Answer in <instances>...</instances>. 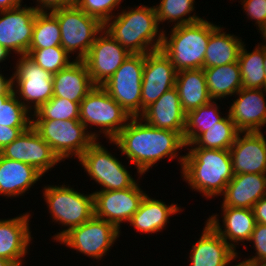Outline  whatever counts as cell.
<instances>
[{
  "label": "cell",
  "instance_id": "obj_1",
  "mask_svg": "<svg viewBox=\"0 0 266 266\" xmlns=\"http://www.w3.org/2000/svg\"><path fill=\"white\" fill-rule=\"evenodd\" d=\"M111 142L135 165L139 175L166 156L177 158V151L186 147L178 132L155 128L140 117H131Z\"/></svg>",
  "mask_w": 266,
  "mask_h": 266
},
{
  "label": "cell",
  "instance_id": "obj_2",
  "mask_svg": "<svg viewBox=\"0 0 266 266\" xmlns=\"http://www.w3.org/2000/svg\"><path fill=\"white\" fill-rule=\"evenodd\" d=\"M189 150L179 157L184 181L208 199L222 195L234 176L230 151L206 148Z\"/></svg>",
  "mask_w": 266,
  "mask_h": 266
},
{
  "label": "cell",
  "instance_id": "obj_3",
  "mask_svg": "<svg viewBox=\"0 0 266 266\" xmlns=\"http://www.w3.org/2000/svg\"><path fill=\"white\" fill-rule=\"evenodd\" d=\"M104 30L130 54H147L162 47L163 31L159 30L155 6L123 10L104 24Z\"/></svg>",
  "mask_w": 266,
  "mask_h": 266
},
{
  "label": "cell",
  "instance_id": "obj_4",
  "mask_svg": "<svg viewBox=\"0 0 266 266\" xmlns=\"http://www.w3.org/2000/svg\"><path fill=\"white\" fill-rule=\"evenodd\" d=\"M217 27L202 19L195 23L174 26L169 37L163 31L161 49L170 58L177 72L203 68L210 34Z\"/></svg>",
  "mask_w": 266,
  "mask_h": 266
},
{
  "label": "cell",
  "instance_id": "obj_5",
  "mask_svg": "<svg viewBox=\"0 0 266 266\" xmlns=\"http://www.w3.org/2000/svg\"><path fill=\"white\" fill-rule=\"evenodd\" d=\"M32 127L61 161L73 155L79 158L98 139L80 120H32Z\"/></svg>",
  "mask_w": 266,
  "mask_h": 266
},
{
  "label": "cell",
  "instance_id": "obj_6",
  "mask_svg": "<svg viewBox=\"0 0 266 266\" xmlns=\"http://www.w3.org/2000/svg\"><path fill=\"white\" fill-rule=\"evenodd\" d=\"M43 196L51 213L53 222H59L67 229L54 235L58 241L71 228L80 226L94 216V197L81 194L69 186H45ZM75 190V191H74Z\"/></svg>",
  "mask_w": 266,
  "mask_h": 266
},
{
  "label": "cell",
  "instance_id": "obj_7",
  "mask_svg": "<svg viewBox=\"0 0 266 266\" xmlns=\"http://www.w3.org/2000/svg\"><path fill=\"white\" fill-rule=\"evenodd\" d=\"M58 19L61 30V46L70 54L78 50L76 60H83L104 25L89 16L76 5L51 11Z\"/></svg>",
  "mask_w": 266,
  "mask_h": 266
},
{
  "label": "cell",
  "instance_id": "obj_8",
  "mask_svg": "<svg viewBox=\"0 0 266 266\" xmlns=\"http://www.w3.org/2000/svg\"><path fill=\"white\" fill-rule=\"evenodd\" d=\"M145 54H130L101 87L128 113L141 116L142 76Z\"/></svg>",
  "mask_w": 266,
  "mask_h": 266
},
{
  "label": "cell",
  "instance_id": "obj_9",
  "mask_svg": "<svg viewBox=\"0 0 266 266\" xmlns=\"http://www.w3.org/2000/svg\"><path fill=\"white\" fill-rule=\"evenodd\" d=\"M131 117L101 86H95L80 102L79 120L87 128L100 127V133L113 140ZM102 130V131H101Z\"/></svg>",
  "mask_w": 266,
  "mask_h": 266
},
{
  "label": "cell",
  "instance_id": "obj_10",
  "mask_svg": "<svg viewBox=\"0 0 266 266\" xmlns=\"http://www.w3.org/2000/svg\"><path fill=\"white\" fill-rule=\"evenodd\" d=\"M95 140L78 158L92 180L103 186L99 191L123 190L137 181L120 161ZM131 175V176H130Z\"/></svg>",
  "mask_w": 266,
  "mask_h": 266
},
{
  "label": "cell",
  "instance_id": "obj_11",
  "mask_svg": "<svg viewBox=\"0 0 266 266\" xmlns=\"http://www.w3.org/2000/svg\"><path fill=\"white\" fill-rule=\"evenodd\" d=\"M17 62L12 74L14 93L28 110L34 109L35 112L53 97V74L37 65L27 54L20 55Z\"/></svg>",
  "mask_w": 266,
  "mask_h": 266
},
{
  "label": "cell",
  "instance_id": "obj_12",
  "mask_svg": "<svg viewBox=\"0 0 266 266\" xmlns=\"http://www.w3.org/2000/svg\"><path fill=\"white\" fill-rule=\"evenodd\" d=\"M119 234L120 230L113 224L94 215L80 226L71 228L58 242L99 260L111 249Z\"/></svg>",
  "mask_w": 266,
  "mask_h": 266
},
{
  "label": "cell",
  "instance_id": "obj_13",
  "mask_svg": "<svg viewBox=\"0 0 266 266\" xmlns=\"http://www.w3.org/2000/svg\"><path fill=\"white\" fill-rule=\"evenodd\" d=\"M177 71L170 58L158 49L145 54L142 76L141 115L165 92L175 87Z\"/></svg>",
  "mask_w": 266,
  "mask_h": 266
},
{
  "label": "cell",
  "instance_id": "obj_14",
  "mask_svg": "<svg viewBox=\"0 0 266 266\" xmlns=\"http://www.w3.org/2000/svg\"><path fill=\"white\" fill-rule=\"evenodd\" d=\"M145 195L137 183L123 190L95 191L93 192L94 215L113 224L119 230L120 224L129 222L139 209Z\"/></svg>",
  "mask_w": 266,
  "mask_h": 266
},
{
  "label": "cell",
  "instance_id": "obj_15",
  "mask_svg": "<svg viewBox=\"0 0 266 266\" xmlns=\"http://www.w3.org/2000/svg\"><path fill=\"white\" fill-rule=\"evenodd\" d=\"M130 53L104 29L97 35L83 59L96 86L104 84L122 65Z\"/></svg>",
  "mask_w": 266,
  "mask_h": 266
},
{
  "label": "cell",
  "instance_id": "obj_16",
  "mask_svg": "<svg viewBox=\"0 0 266 266\" xmlns=\"http://www.w3.org/2000/svg\"><path fill=\"white\" fill-rule=\"evenodd\" d=\"M0 11V44L10 53L27 54L38 10L24 5Z\"/></svg>",
  "mask_w": 266,
  "mask_h": 266
},
{
  "label": "cell",
  "instance_id": "obj_17",
  "mask_svg": "<svg viewBox=\"0 0 266 266\" xmlns=\"http://www.w3.org/2000/svg\"><path fill=\"white\" fill-rule=\"evenodd\" d=\"M0 154L7 159L29 164L42 174L61 162L32 126L11 144L6 145Z\"/></svg>",
  "mask_w": 266,
  "mask_h": 266
},
{
  "label": "cell",
  "instance_id": "obj_18",
  "mask_svg": "<svg viewBox=\"0 0 266 266\" xmlns=\"http://www.w3.org/2000/svg\"><path fill=\"white\" fill-rule=\"evenodd\" d=\"M229 151L234 175L266 174V138L262 132H239Z\"/></svg>",
  "mask_w": 266,
  "mask_h": 266
},
{
  "label": "cell",
  "instance_id": "obj_19",
  "mask_svg": "<svg viewBox=\"0 0 266 266\" xmlns=\"http://www.w3.org/2000/svg\"><path fill=\"white\" fill-rule=\"evenodd\" d=\"M263 90V91H262ZM266 89L241 88L228 114L239 132H261L266 124Z\"/></svg>",
  "mask_w": 266,
  "mask_h": 266
},
{
  "label": "cell",
  "instance_id": "obj_20",
  "mask_svg": "<svg viewBox=\"0 0 266 266\" xmlns=\"http://www.w3.org/2000/svg\"><path fill=\"white\" fill-rule=\"evenodd\" d=\"M199 240L190 250L191 266H228L238 253L206 221Z\"/></svg>",
  "mask_w": 266,
  "mask_h": 266
},
{
  "label": "cell",
  "instance_id": "obj_21",
  "mask_svg": "<svg viewBox=\"0 0 266 266\" xmlns=\"http://www.w3.org/2000/svg\"><path fill=\"white\" fill-rule=\"evenodd\" d=\"M29 213L11 219H0V257L22 266L31 241Z\"/></svg>",
  "mask_w": 266,
  "mask_h": 266
},
{
  "label": "cell",
  "instance_id": "obj_22",
  "mask_svg": "<svg viewBox=\"0 0 266 266\" xmlns=\"http://www.w3.org/2000/svg\"><path fill=\"white\" fill-rule=\"evenodd\" d=\"M140 118H143L150 126L178 132L183 137L186 113L182 108L175 87L165 92L156 102L147 107Z\"/></svg>",
  "mask_w": 266,
  "mask_h": 266
},
{
  "label": "cell",
  "instance_id": "obj_23",
  "mask_svg": "<svg viewBox=\"0 0 266 266\" xmlns=\"http://www.w3.org/2000/svg\"><path fill=\"white\" fill-rule=\"evenodd\" d=\"M222 207L253 209L266 196V174H236L228 182Z\"/></svg>",
  "mask_w": 266,
  "mask_h": 266
},
{
  "label": "cell",
  "instance_id": "obj_24",
  "mask_svg": "<svg viewBox=\"0 0 266 266\" xmlns=\"http://www.w3.org/2000/svg\"><path fill=\"white\" fill-rule=\"evenodd\" d=\"M88 68L83 60L72 63L53 74V96L80 103L95 88Z\"/></svg>",
  "mask_w": 266,
  "mask_h": 266
},
{
  "label": "cell",
  "instance_id": "obj_25",
  "mask_svg": "<svg viewBox=\"0 0 266 266\" xmlns=\"http://www.w3.org/2000/svg\"><path fill=\"white\" fill-rule=\"evenodd\" d=\"M223 225L220 226L218 215L209 216L207 222L236 251V243L249 241L256 225L253 209L221 207ZM224 228V229H222ZM230 241V242H228ZM235 244H234V243Z\"/></svg>",
  "mask_w": 266,
  "mask_h": 266
},
{
  "label": "cell",
  "instance_id": "obj_26",
  "mask_svg": "<svg viewBox=\"0 0 266 266\" xmlns=\"http://www.w3.org/2000/svg\"><path fill=\"white\" fill-rule=\"evenodd\" d=\"M43 176L35 167L0 154V195L21 196Z\"/></svg>",
  "mask_w": 266,
  "mask_h": 266
},
{
  "label": "cell",
  "instance_id": "obj_27",
  "mask_svg": "<svg viewBox=\"0 0 266 266\" xmlns=\"http://www.w3.org/2000/svg\"><path fill=\"white\" fill-rule=\"evenodd\" d=\"M180 210L181 208L176 204L166 205L165 202L150 198L146 194L129 223L138 232L145 234L156 233L169 223L170 215H174Z\"/></svg>",
  "mask_w": 266,
  "mask_h": 266
},
{
  "label": "cell",
  "instance_id": "obj_28",
  "mask_svg": "<svg viewBox=\"0 0 266 266\" xmlns=\"http://www.w3.org/2000/svg\"><path fill=\"white\" fill-rule=\"evenodd\" d=\"M175 88L186 114L212 100L208 93L203 68L178 71Z\"/></svg>",
  "mask_w": 266,
  "mask_h": 266
},
{
  "label": "cell",
  "instance_id": "obj_29",
  "mask_svg": "<svg viewBox=\"0 0 266 266\" xmlns=\"http://www.w3.org/2000/svg\"><path fill=\"white\" fill-rule=\"evenodd\" d=\"M222 31L221 26H218L210 34L203 68L238 62L239 53L244 42L239 37Z\"/></svg>",
  "mask_w": 266,
  "mask_h": 266
},
{
  "label": "cell",
  "instance_id": "obj_30",
  "mask_svg": "<svg viewBox=\"0 0 266 266\" xmlns=\"http://www.w3.org/2000/svg\"><path fill=\"white\" fill-rule=\"evenodd\" d=\"M209 96L212 100L226 98L236 94L242 88L240 66L238 62L203 68Z\"/></svg>",
  "mask_w": 266,
  "mask_h": 266
},
{
  "label": "cell",
  "instance_id": "obj_31",
  "mask_svg": "<svg viewBox=\"0 0 266 266\" xmlns=\"http://www.w3.org/2000/svg\"><path fill=\"white\" fill-rule=\"evenodd\" d=\"M243 44L239 53L242 87L246 89H266L264 71V44H258L252 52H248Z\"/></svg>",
  "mask_w": 266,
  "mask_h": 266
},
{
  "label": "cell",
  "instance_id": "obj_32",
  "mask_svg": "<svg viewBox=\"0 0 266 266\" xmlns=\"http://www.w3.org/2000/svg\"><path fill=\"white\" fill-rule=\"evenodd\" d=\"M224 118L220 116V110L214 100L188 112L183 133L184 143L192 144L202 133L208 131L209 127L216 125Z\"/></svg>",
  "mask_w": 266,
  "mask_h": 266
},
{
  "label": "cell",
  "instance_id": "obj_33",
  "mask_svg": "<svg viewBox=\"0 0 266 266\" xmlns=\"http://www.w3.org/2000/svg\"><path fill=\"white\" fill-rule=\"evenodd\" d=\"M238 133L239 131L228 114L222 121L209 127L208 131L202 133L192 144L185 145L191 148L229 150Z\"/></svg>",
  "mask_w": 266,
  "mask_h": 266
},
{
  "label": "cell",
  "instance_id": "obj_34",
  "mask_svg": "<svg viewBox=\"0 0 266 266\" xmlns=\"http://www.w3.org/2000/svg\"><path fill=\"white\" fill-rule=\"evenodd\" d=\"M38 11L29 49L61 46V30L57 17L49 11Z\"/></svg>",
  "mask_w": 266,
  "mask_h": 266
},
{
  "label": "cell",
  "instance_id": "obj_35",
  "mask_svg": "<svg viewBox=\"0 0 266 266\" xmlns=\"http://www.w3.org/2000/svg\"><path fill=\"white\" fill-rule=\"evenodd\" d=\"M17 98L13 86L4 94H0V125L7 127H31L32 117ZM29 113V114H28Z\"/></svg>",
  "mask_w": 266,
  "mask_h": 266
},
{
  "label": "cell",
  "instance_id": "obj_36",
  "mask_svg": "<svg viewBox=\"0 0 266 266\" xmlns=\"http://www.w3.org/2000/svg\"><path fill=\"white\" fill-rule=\"evenodd\" d=\"M195 0H161L160 4L155 6L158 23L169 21L176 22L173 26L191 24L202 20L197 15H190L194 10ZM192 11V12H191ZM188 18H185V16ZM190 15V16H189Z\"/></svg>",
  "mask_w": 266,
  "mask_h": 266
},
{
  "label": "cell",
  "instance_id": "obj_37",
  "mask_svg": "<svg viewBox=\"0 0 266 266\" xmlns=\"http://www.w3.org/2000/svg\"><path fill=\"white\" fill-rule=\"evenodd\" d=\"M32 117V120H79L80 103L53 96L43 103Z\"/></svg>",
  "mask_w": 266,
  "mask_h": 266
},
{
  "label": "cell",
  "instance_id": "obj_38",
  "mask_svg": "<svg viewBox=\"0 0 266 266\" xmlns=\"http://www.w3.org/2000/svg\"><path fill=\"white\" fill-rule=\"evenodd\" d=\"M27 55L34 62L52 74L58 73L72 62L69 60V53L62 46H55L44 49H29Z\"/></svg>",
  "mask_w": 266,
  "mask_h": 266
},
{
  "label": "cell",
  "instance_id": "obj_39",
  "mask_svg": "<svg viewBox=\"0 0 266 266\" xmlns=\"http://www.w3.org/2000/svg\"><path fill=\"white\" fill-rule=\"evenodd\" d=\"M120 2L121 0H76L75 5L104 25L113 17L112 12Z\"/></svg>",
  "mask_w": 266,
  "mask_h": 266
},
{
  "label": "cell",
  "instance_id": "obj_40",
  "mask_svg": "<svg viewBox=\"0 0 266 266\" xmlns=\"http://www.w3.org/2000/svg\"><path fill=\"white\" fill-rule=\"evenodd\" d=\"M249 241L253 242L256 254L241 263L246 266H266V225L256 223Z\"/></svg>",
  "mask_w": 266,
  "mask_h": 266
},
{
  "label": "cell",
  "instance_id": "obj_41",
  "mask_svg": "<svg viewBox=\"0 0 266 266\" xmlns=\"http://www.w3.org/2000/svg\"><path fill=\"white\" fill-rule=\"evenodd\" d=\"M248 18L254 19L259 29L266 22V0H242Z\"/></svg>",
  "mask_w": 266,
  "mask_h": 266
},
{
  "label": "cell",
  "instance_id": "obj_42",
  "mask_svg": "<svg viewBox=\"0 0 266 266\" xmlns=\"http://www.w3.org/2000/svg\"><path fill=\"white\" fill-rule=\"evenodd\" d=\"M30 127H7L0 125V151L8 144H11L24 131Z\"/></svg>",
  "mask_w": 266,
  "mask_h": 266
},
{
  "label": "cell",
  "instance_id": "obj_43",
  "mask_svg": "<svg viewBox=\"0 0 266 266\" xmlns=\"http://www.w3.org/2000/svg\"><path fill=\"white\" fill-rule=\"evenodd\" d=\"M76 0H37L38 5L35 8L38 11H53L58 8L75 5Z\"/></svg>",
  "mask_w": 266,
  "mask_h": 266
},
{
  "label": "cell",
  "instance_id": "obj_44",
  "mask_svg": "<svg viewBox=\"0 0 266 266\" xmlns=\"http://www.w3.org/2000/svg\"><path fill=\"white\" fill-rule=\"evenodd\" d=\"M254 217L256 219V223H261L266 225V196L261 198L254 206H253Z\"/></svg>",
  "mask_w": 266,
  "mask_h": 266
},
{
  "label": "cell",
  "instance_id": "obj_45",
  "mask_svg": "<svg viewBox=\"0 0 266 266\" xmlns=\"http://www.w3.org/2000/svg\"><path fill=\"white\" fill-rule=\"evenodd\" d=\"M22 0H0V11L11 10L21 6Z\"/></svg>",
  "mask_w": 266,
  "mask_h": 266
},
{
  "label": "cell",
  "instance_id": "obj_46",
  "mask_svg": "<svg viewBox=\"0 0 266 266\" xmlns=\"http://www.w3.org/2000/svg\"><path fill=\"white\" fill-rule=\"evenodd\" d=\"M12 76L6 79L2 73H0V94L7 92L13 85Z\"/></svg>",
  "mask_w": 266,
  "mask_h": 266
},
{
  "label": "cell",
  "instance_id": "obj_47",
  "mask_svg": "<svg viewBox=\"0 0 266 266\" xmlns=\"http://www.w3.org/2000/svg\"><path fill=\"white\" fill-rule=\"evenodd\" d=\"M10 55V52L0 44V63H2L6 57Z\"/></svg>",
  "mask_w": 266,
  "mask_h": 266
},
{
  "label": "cell",
  "instance_id": "obj_48",
  "mask_svg": "<svg viewBox=\"0 0 266 266\" xmlns=\"http://www.w3.org/2000/svg\"><path fill=\"white\" fill-rule=\"evenodd\" d=\"M0 266H15L12 262L8 261L7 259L0 257Z\"/></svg>",
  "mask_w": 266,
  "mask_h": 266
},
{
  "label": "cell",
  "instance_id": "obj_49",
  "mask_svg": "<svg viewBox=\"0 0 266 266\" xmlns=\"http://www.w3.org/2000/svg\"><path fill=\"white\" fill-rule=\"evenodd\" d=\"M259 32L263 35V40H265V43H266V22L262 25V27L260 29H258ZM266 46V44L264 45Z\"/></svg>",
  "mask_w": 266,
  "mask_h": 266
},
{
  "label": "cell",
  "instance_id": "obj_50",
  "mask_svg": "<svg viewBox=\"0 0 266 266\" xmlns=\"http://www.w3.org/2000/svg\"><path fill=\"white\" fill-rule=\"evenodd\" d=\"M264 71L266 74V46H264Z\"/></svg>",
  "mask_w": 266,
  "mask_h": 266
},
{
  "label": "cell",
  "instance_id": "obj_51",
  "mask_svg": "<svg viewBox=\"0 0 266 266\" xmlns=\"http://www.w3.org/2000/svg\"><path fill=\"white\" fill-rule=\"evenodd\" d=\"M232 266H246L245 264L239 262L237 265H232Z\"/></svg>",
  "mask_w": 266,
  "mask_h": 266
}]
</instances>
